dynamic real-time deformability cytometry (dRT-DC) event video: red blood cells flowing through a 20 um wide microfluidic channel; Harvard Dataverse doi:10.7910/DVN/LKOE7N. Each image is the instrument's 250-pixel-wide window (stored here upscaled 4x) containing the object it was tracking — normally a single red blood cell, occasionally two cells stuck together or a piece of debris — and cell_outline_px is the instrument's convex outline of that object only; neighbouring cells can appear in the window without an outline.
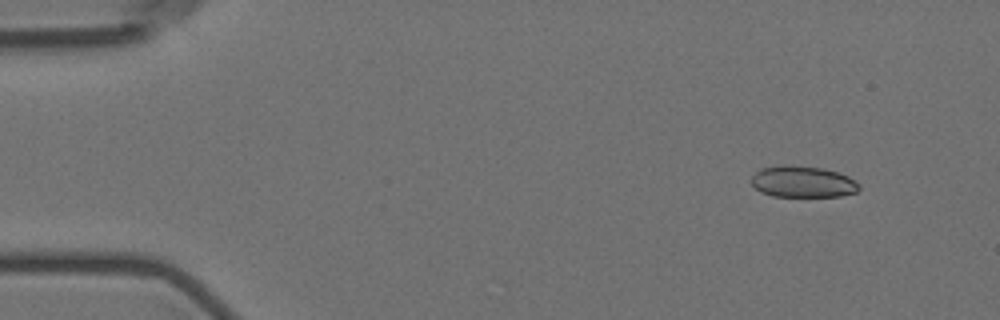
{"species": "Egyptian fruit bat (a non-hibernating species)", "species_latin": "Rousettus aegyptiacus", "temperature_condition": "room temperature", "stored_images_in_passage": 15, "camera_frame_rate_fps": 3000, "um_per_image_px": 0.085, "animal": {"sex": "female"}, "frame": {"image": 1, "passage_image": 2, "time_ms": 1.333, "image_size_px": [1000, 320], "cell_outline_px": [[860, 188], [856, 192], [840, 196], [772, 196], [760, 192], [752, 184], [752, 176], [760, 168], [780, 164], [784, 164], [820, 168], [836, 172], [848, 176], [860, 184]], "centroid_in_image_um": [68.21, 15.44], "position_along_channel_um": 16.8, "area_um2": 19.71}}
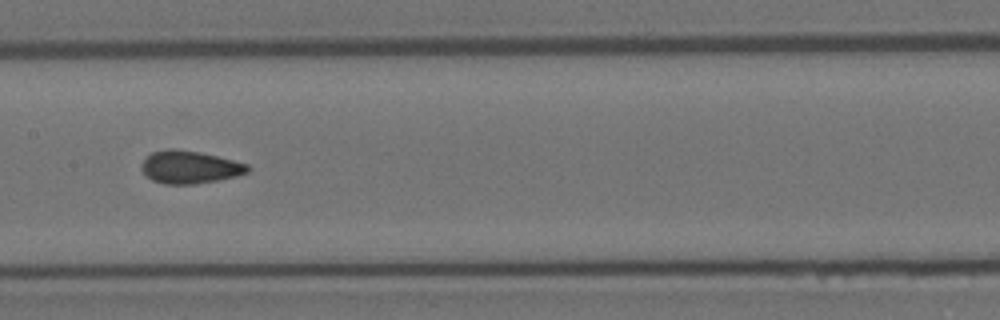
{"frame": {"image": 2, "passage_image": 8, "time_ms": 9.0, "image_size_px": [1000, 320], "cell_outline_px": [[248, 172], [236, 176], [196, 184], [164, 184], [152, 180], [140, 168], [144, 160], [152, 152], [168, 148], [172, 148], [200, 152], [248, 164]], "centroid_in_image_um": [16.1, 14.2], "position_along_channel_um": 191.3, "area_um2": 20.0}}
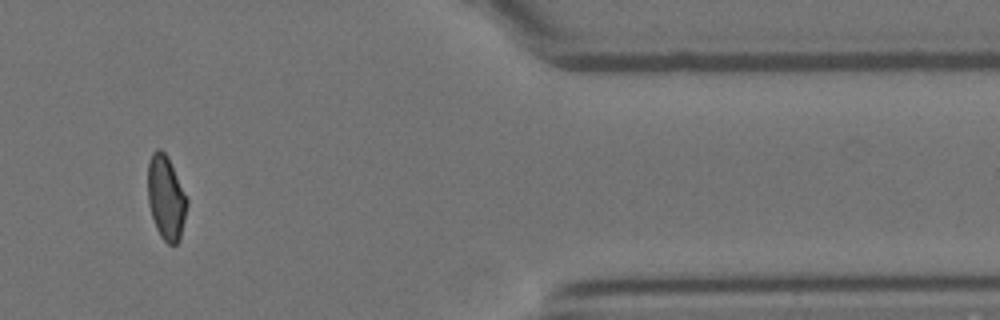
{"frame": {"image": 3, "passage_image": 13, "time_ms": 15.667, "image_size_px": [1000, 320], "cell_outline_px": [[188, 204], [180, 240], [176, 244], [168, 244], [160, 236], [156, 228], [148, 204], [148, 160], [152, 152], [156, 148], [160, 148], [168, 156], [188, 200]], "centroid_in_image_um": [14.11, 16.79], "position_along_channel_um": 397.3, "area_um2": 19.36}, "authors_computed_cell_mechanics": {"area_um2": 19.9988, "velocity_mm_per_s": 3.5967, "shape_relaxation_time_tau1_ms": null, "shape_relaxation_time_tau2_ms": 1.5048, "deformation_change_tau1": null, "deformation_change_tau2": 0.0402}}